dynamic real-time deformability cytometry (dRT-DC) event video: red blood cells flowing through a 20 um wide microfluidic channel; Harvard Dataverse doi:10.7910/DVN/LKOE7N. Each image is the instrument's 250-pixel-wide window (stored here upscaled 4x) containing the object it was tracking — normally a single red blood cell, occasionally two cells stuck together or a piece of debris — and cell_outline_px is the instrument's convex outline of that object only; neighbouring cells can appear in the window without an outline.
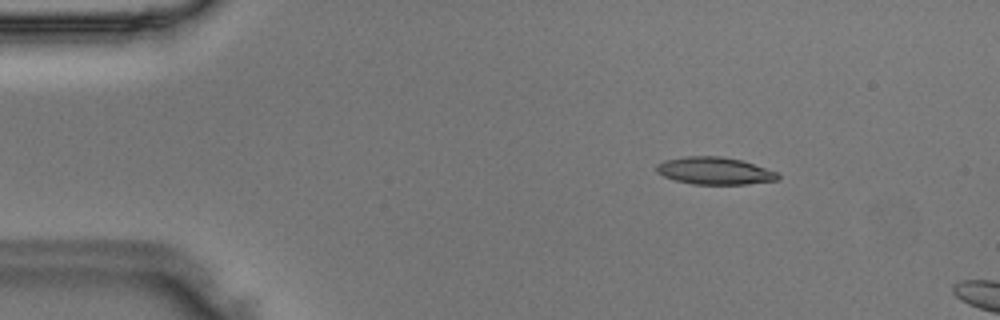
{"species": "Egyptian fruit bat (a non-hibernating species)", "species_latin": "Rousettus aegyptiacus", "temperature_condition": "room temperature", "stored_images_in_passage": 10, "camera_frame_rate_fps": 3000, "um_per_image_px": 0.085, "animal": {"sex": "male"}, "frame": {"image": 1, "passage_image": 6, "time_ms": 1.667, "image_size_px": [1000, 320], "cell_outline_px": [[780, 180], [748, 184], [692, 184], [676, 180], [664, 176], [656, 172], [656, 164], [664, 160], [684, 156], [720, 156], [740, 160], [776, 172], [780, 176]], "centroid_in_image_um": [60.71, 14.52], "position_along_channel_um": 24.3, "area_um2": 19.25}}